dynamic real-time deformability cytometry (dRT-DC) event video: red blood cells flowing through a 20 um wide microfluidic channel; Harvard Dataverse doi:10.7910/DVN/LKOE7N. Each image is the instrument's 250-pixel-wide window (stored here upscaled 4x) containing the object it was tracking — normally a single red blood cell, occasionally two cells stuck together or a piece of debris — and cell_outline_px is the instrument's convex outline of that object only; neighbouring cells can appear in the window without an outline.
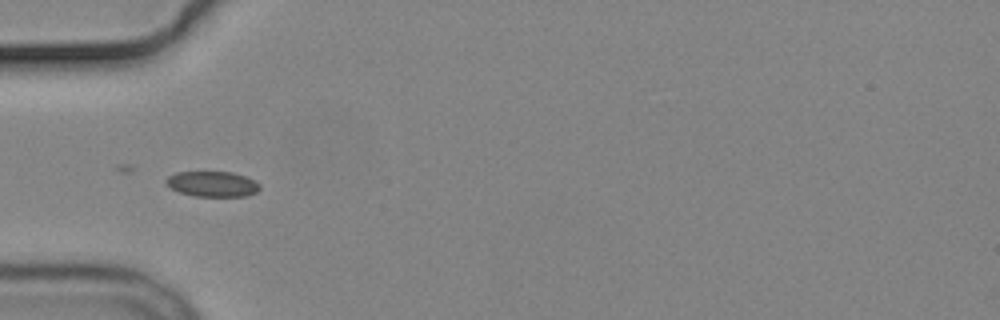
{"species": "common noctule bat (a hibernating species)", "species_latin": "Nyctalus noctula", "temperature_condition": "cold", "stored_images_in_passage": 8, "camera_frame_rate_fps": 3000, "um_per_image_px": 0.085, "animal": {"sex": "male", "body_mass_g": 19.2, "forearm_length_mm": 51.8}, "frame": {"image": 1, "passage_image": 6, "time_ms": 7.0, "image_size_px": [1000, 320], "cell_outline_px": [[260, 188], [256, 192], [248, 196], [192, 196], [180, 192], [164, 184], [164, 180], [168, 176], [176, 172], [232, 172], [244, 176], [260, 184]], "centroid_in_image_um": [18.02, 15.64], "position_along_channel_um": 67.0, "area_um2": 13.87}}
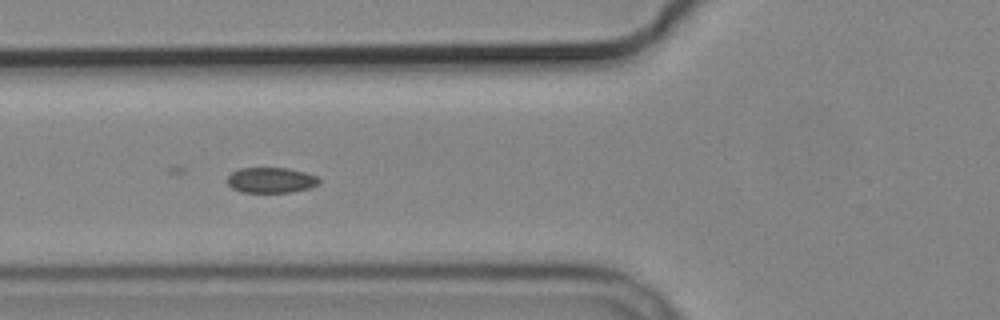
{"frame": {"image": 2, "passage_image": 7, "time_ms": 8.0, "image_size_px": [1000, 320], "cell_outline_px": [[320, 180], [316, 184], [308, 188], [292, 192], [244, 192], [232, 188], [228, 184], [228, 176], [232, 172], [240, 168], [288, 168], [304, 172], [316, 176]], "centroid_in_image_um": [23.01, 15.31], "position_along_channel_um": 102.8, "area_um2": 13.41}}
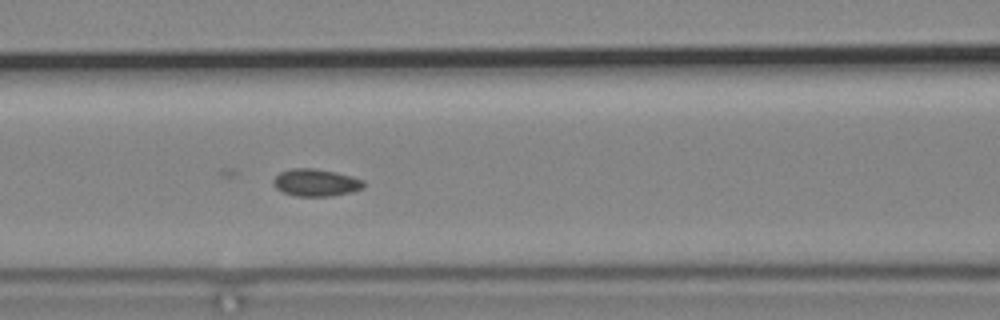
{"frame": {"image": 3, "passage_image": 8, "time_ms": 9.0, "image_size_px": [1000, 320], "cell_outline_px": [[364, 188], [352, 192], [332, 196], [296, 196], [284, 192], [276, 188], [272, 184], [272, 180], [280, 172], [292, 168], [316, 168], [336, 172], [352, 176], [364, 180]], "centroid_in_image_um": [26.86, 15.52], "position_along_channel_um": 139.7, "area_um2": 14.51}}